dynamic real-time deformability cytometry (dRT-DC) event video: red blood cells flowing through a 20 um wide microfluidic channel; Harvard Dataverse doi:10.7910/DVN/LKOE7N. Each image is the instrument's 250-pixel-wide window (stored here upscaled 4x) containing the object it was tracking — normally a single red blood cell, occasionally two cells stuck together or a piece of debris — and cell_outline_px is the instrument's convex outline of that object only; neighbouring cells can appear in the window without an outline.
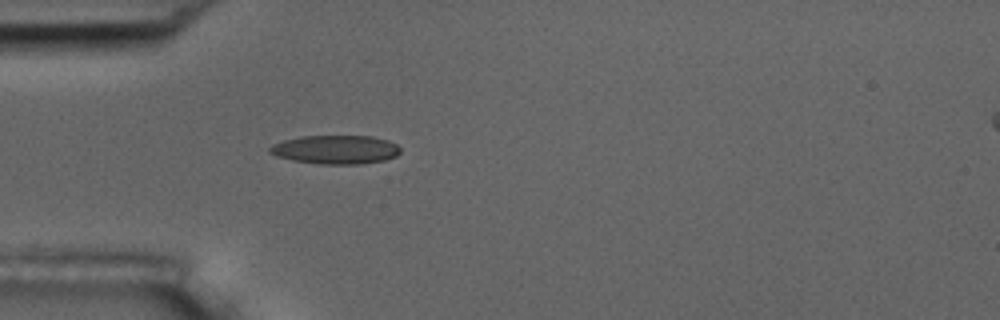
{"species": "common noctule bat (a hibernating species)", "species_latin": "Nyctalus noctula", "temperature_condition": "room temperature", "stored_images_in_passage": 1, "camera_frame_rate_fps": 3000, "um_per_image_px": 0.085, "animal": {"sex": "male", "body_mass_g": 17.5, "forearm_length_mm": 52.3}, "frame": {"image": 1, "passage_image": 1, "time_ms": 0.0, "image_size_px": [1000, 320], "cell_outline_px": [[400, 152], [396, 156], [384, 160], [360, 164], [320, 164], [292, 160], [276, 156], [268, 152], [268, 148], [272, 144], [284, 140], [300, 136], [372, 136], [388, 140], [396, 144], [400, 148]], "centroid_in_image_um": [28.51, 12.71], "position_along_channel_um": 56.5, "area_um2": 21.96}}